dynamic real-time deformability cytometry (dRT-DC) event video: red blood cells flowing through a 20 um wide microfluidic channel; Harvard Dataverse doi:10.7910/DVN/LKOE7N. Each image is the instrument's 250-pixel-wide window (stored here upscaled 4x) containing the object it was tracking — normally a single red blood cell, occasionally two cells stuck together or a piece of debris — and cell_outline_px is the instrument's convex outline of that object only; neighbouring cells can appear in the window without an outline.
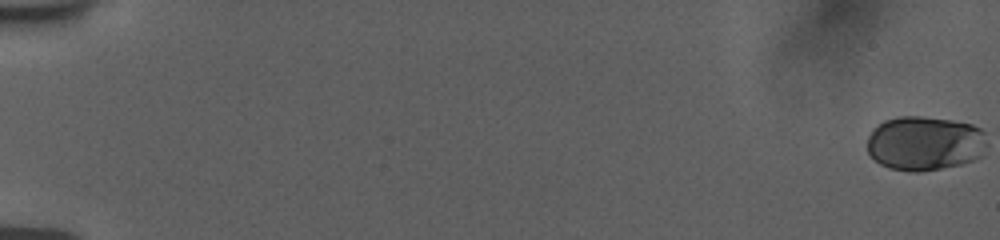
{"species": "human", "species_latin": "Homo sapiens", "temperature_condition": "room temperature", "stored_images_in_passage": 44, "camera_frame_rate_fps": 3000, "um_per_image_px": 0.085, "donor": {"sex": "female"}, "frame": {"image": 1, "passage_image": 1, "time_ms": 0.0, "image_size_px": [1000, 240], "cell_outline_px": [[984, 136], [980, 156], [972, 160], [960, 164], [920, 172], [908, 172], [888, 168], [880, 164], [868, 152], [868, 136], [872, 128], [884, 120], [900, 116], [924, 116], [952, 120], [972, 124], [980, 128], [984, 132]], "centroid_in_image_um": [78.54, 12.17], "position_along_channel_um": 6.5, "area_um2": 37.86}}
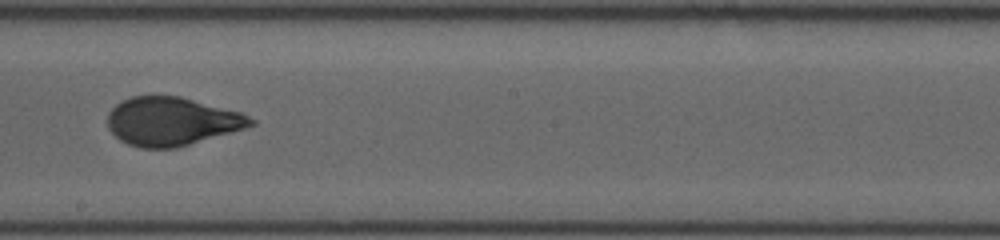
{"frame": {"image": 2, "passage_image": 28, "time_ms": 11.333, "image_size_px": [1000, 240], "cell_outline_px": [[256, 124], [244, 128], [176, 148], [140, 148], [128, 144], [120, 140], [108, 128], [108, 112], [116, 104], [132, 96], [180, 96], [240, 112], [256, 120]], "centroid_in_image_um": [14.58, 10.32], "position_along_channel_um": 233.6, "area_um2": 40.11}}
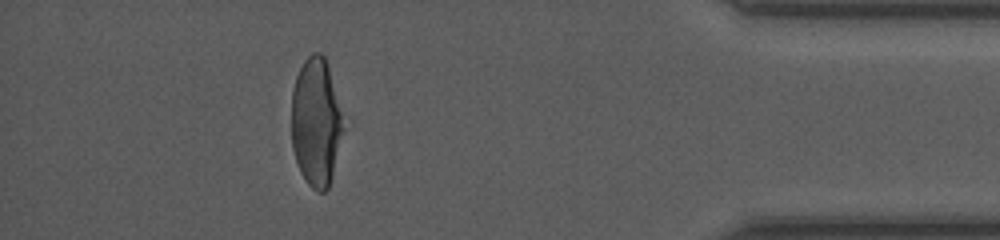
{"frame": {"image": 3, "passage_image": 42, "time_ms": 17.0, "image_size_px": [1000, 240], "cell_outline_px": [[344, 132], [332, 176], [328, 188], [324, 192], [316, 192], [304, 180], [300, 172], [292, 148], [292, 88], [296, 76], [304, 60], [312, 52], [320, 52], [324, 56], [328, 68], [340, 112], [344, 128]], "centroid_in_image_um": [26.84, 10.43], "position_along_channel_um": 408.4, "area_um2": 38.49}, "authors_computed_cell_mechanics": {"area_um2": 40.171, "velocity_mm_per_s": 3.7739, "shape_relaxation_time_tau1_ms": 5.2859, "shape_relaxation_time_tau2_ms": null, "deformation_change_tau1": 0.1779, "deformation_change_tau2": null}}